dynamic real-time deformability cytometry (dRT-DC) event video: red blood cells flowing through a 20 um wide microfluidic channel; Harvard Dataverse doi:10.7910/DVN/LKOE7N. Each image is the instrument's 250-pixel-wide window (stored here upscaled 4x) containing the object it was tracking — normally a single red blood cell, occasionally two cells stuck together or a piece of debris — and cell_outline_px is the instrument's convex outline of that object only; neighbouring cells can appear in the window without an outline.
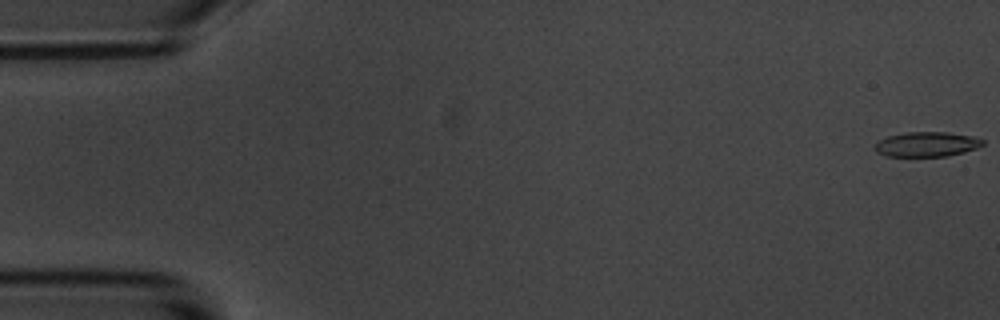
{"species": "common noctule bat (a hibernating species)", "species_latin": "Nyctalus noctula", "temperature_condition": "room temperature", "stored_images_in_passage": 58, "camera_frame_rate_fps": 3000, "um_per_image_px": 0.085, "animal": {"sex": "male", "body_mass_g": 20.1, "forearm_length_mm": 53.5}, "frame": {"image": 1, "passage_image": 1, "time_ms": 0.0, "image_size_px": [1000, 320], "cell_outline_px": [[984, 144], [976, 148], [964, 152], [948, 156], [888, 156], [876, 152], [876, 144], [880, 140], [888, 136], [904, 132], [948, 132], [972, 136], [984, 140]], "centroid_in_image_um": [78.8, 12.26], "position_along_channel_um": 6.2, "area_um2": 15.49}}
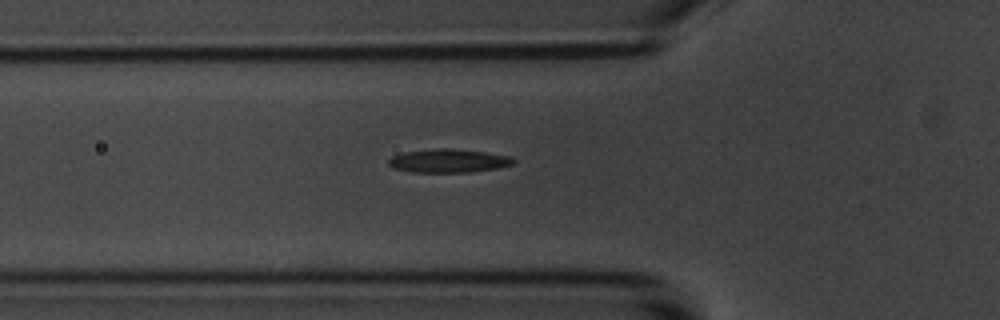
{"frame": {"image": 2, "passage_image": 20, "time_ms": 6.333, "image_size_px": [1000, 320], "cell_outline_px": [[516, 160], [512, 164], [496, 168], [472, 172], [408, 172], [392, 168], [388, 164], [388, 160], [392, 156], [400, 152], [440, 148], [448, 148], [484, 152], [508, 156]], "centroid_in_image_um": [38.04, 13.67], "position_along_channel_um": 87.8, "area_um2": 17.11}}
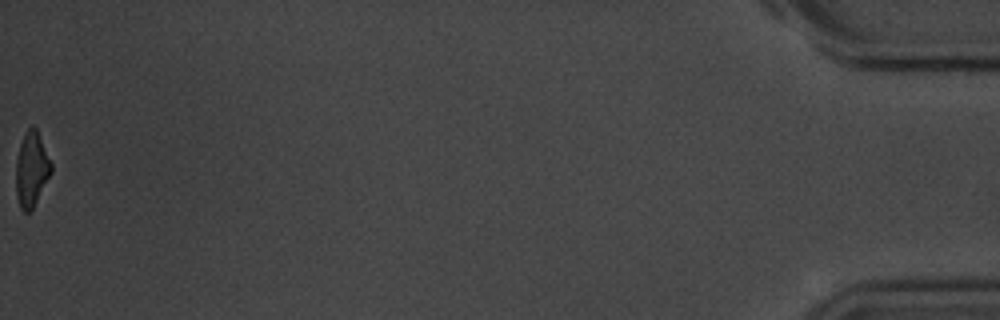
{"frame": {"image": 3, "passage_image": 58, "time_ms": 19.0, "image_size_px": [1000, 320], "cell_outline_px": [[52, 172], [32, 208], [28, 212], [24, 212], [20, 208], [16, 196], [16, 160], [20, 144], [28, 128], [32, 124], [36, 128], [52, 164]], "centroid_in_image_um": [2.67, 14.39], "position_along_channel_um": 432.5, "area_um2": 15.14}, "authors_computed_cell_mechanics": {"area_um2": 16.6464, "velocity_mm_per_s": 3.5163, "shape_relaxation_time_tau1_ms": 4.4386, "shape_relaxation_time_tau2_ms": 2.0617, "deformation_change_tau1": 0.1626, "deformation_change_tau2": 0.115}}